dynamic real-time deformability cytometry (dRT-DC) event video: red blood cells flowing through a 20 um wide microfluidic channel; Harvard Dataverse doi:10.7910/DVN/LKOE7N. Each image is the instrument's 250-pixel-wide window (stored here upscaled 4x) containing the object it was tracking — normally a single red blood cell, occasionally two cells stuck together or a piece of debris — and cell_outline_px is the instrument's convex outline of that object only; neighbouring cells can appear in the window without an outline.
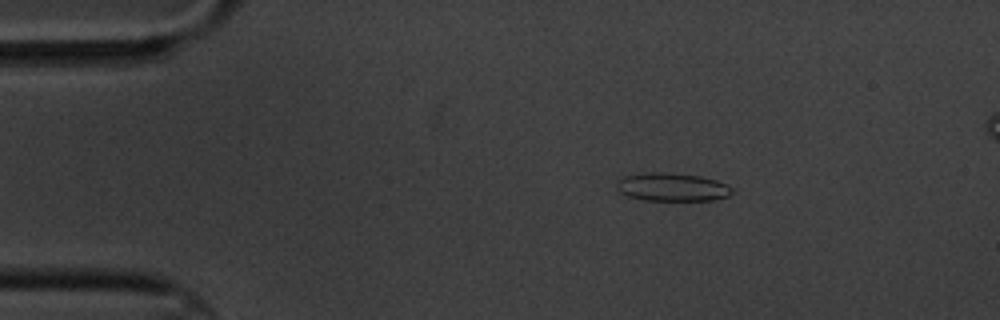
{"species": "common noctule bat (a hibernating species)", "species_latin": "Nyctalus noctula", "temperature_condition": "cold", "stored_images_in_passage": 4, "camera_frame_rate_fps": 3000, "um_per_image_px": 0.085, "animal": {"sex": "male", "body_mass_g": 20.1, "forearm_length_mm": 53.5}, "frame": {"image": 1, "passage_image": 1, "time_ms": 0.0, "image_size_px": [1000, 320], "cell_outline_px": [[736, 192], [728, 196], [712, 200], [644, 200], [628, 196], [620, 192], [616, 188], [620, 180], [624, 176], [648, 172], [664, 172], [700, 176], [716, 180], [732, 188]], "centroid_in_image_um": [57.15, 15.9], "position_along_channel_um": 27.8, "area_um2": 18.84}}